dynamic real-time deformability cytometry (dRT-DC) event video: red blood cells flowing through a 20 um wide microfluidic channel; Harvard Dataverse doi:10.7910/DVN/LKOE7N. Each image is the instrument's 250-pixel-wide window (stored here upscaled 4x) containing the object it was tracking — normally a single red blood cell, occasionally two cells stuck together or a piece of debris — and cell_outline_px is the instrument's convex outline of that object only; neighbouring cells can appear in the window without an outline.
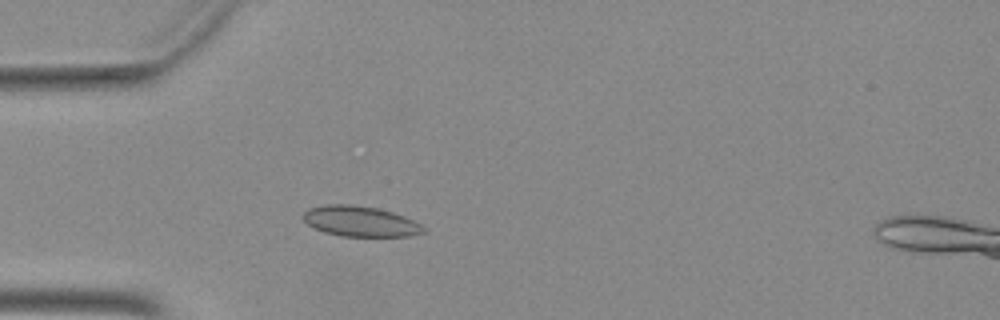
{"species": "Egyptian fruit bat (a non-hibernating species)", "species_latin": "Rousettus aegyptiacus", "temperature_condition": "warm", "stored_images_in_passage": 50, "camera_frame_rate_fps": 3000, "um_per_image_px": 0.085, "animal": {"sex": "female"}, "frame": {"image": 1, "passage_image": 14, "time_ms": 4.333, "image_size_px": [1000, 320], "cell_outline_px": [[424, 232], [408, 236], [340, 236], [324, 232], [308, 224], [300, 216], [308, 208], [324, 204], [352, 204], [376, 208], [392, 212], [404, 216], [420, 224], [424, 228]], "centroid_in_image_um": [30.57, 18.8], "position_along_channel_um": 54.4, "area_um2": 21.27}}
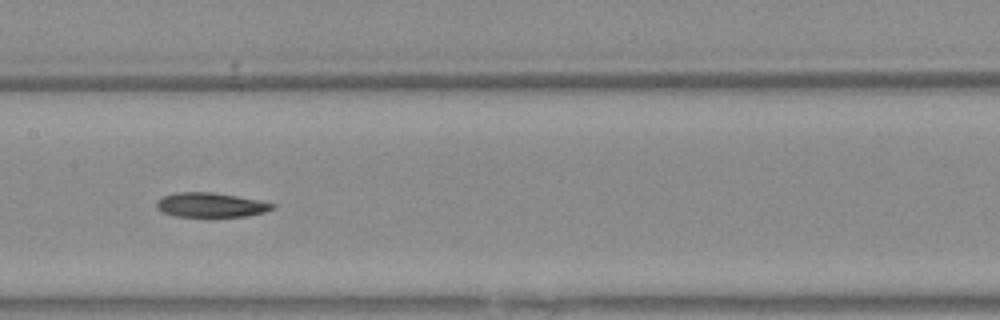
{"frame": {"image": 2, "passage_image": 24, "time_ms": 7.667, "image_size_px": [1000, 320], "cell_outline_px": [[276, 208], [264, 212], [248, 216], [176, 216], [160, 212], [156, 208], [156, 200], [164, 196], [176, 192], [212, 192], [236, 196], [276, 204]], "centroid_in_image_um": [17.88, 17.42], "position_along_channel_um": 189.5, "area_um2": 16.47}}
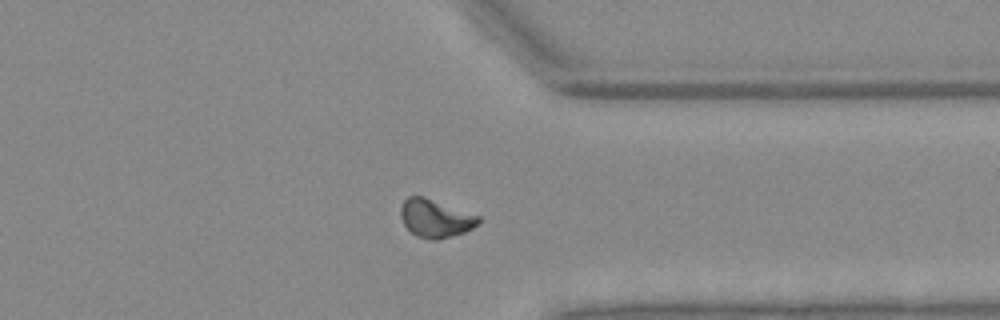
{"frame": {"image": 3, "passage_image": 38, "time_ms": 12.333, "image_size_px": [1000, 320], "cell_outline_px": [[480, 220], [472, 228], [464, 232], [436, 240], [432, 240], [416, 236], [404, 224], [400, 216], [400, 208], [404, 200], [408, 196], [424, 196], [480, 216]], "centroid_in_image_um": [36.98, 18.55], "position_along_channel_um": 374.4, "area_um2": 17.11}}